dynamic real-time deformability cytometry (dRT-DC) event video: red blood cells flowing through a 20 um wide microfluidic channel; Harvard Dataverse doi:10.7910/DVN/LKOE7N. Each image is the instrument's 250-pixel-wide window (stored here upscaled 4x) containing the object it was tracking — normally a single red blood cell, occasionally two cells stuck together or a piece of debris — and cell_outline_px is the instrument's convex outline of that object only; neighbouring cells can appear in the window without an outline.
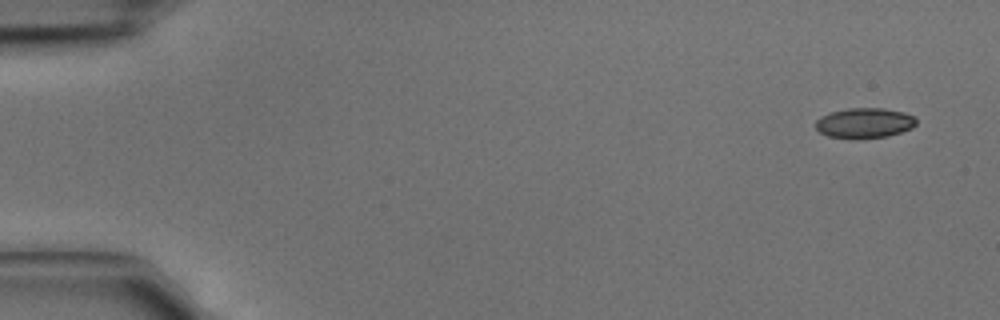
{"species": "common noctule bat (a hibernating species)", "species_latin": "Nyctalus noctula", "temperature_condition": "cold", "stored_images_in_passage": 4, "camera_frame_rate_fps": 3000, "um_per_image_px": 0.085, "animal": {"sex": "male", "body_mass_g": 15.6}, "frame": {"image": 1, "passage_image": 1, "time_ms": 0.0, "image_size_px": [1000, 320], "cell_outline_px": [[916, 124], [912, 128], [888, 136], [860, 140], [828, 136], [820, 132], [816, 128], [816, 120], [820, 116], [828, 112], [848, 108], [884, 108], [904, 112], [916, 116]], "centroid_in_image_um": [73.48, 10.46], "position_along_channel_um": 11.5, "area_um2": 18.09}}
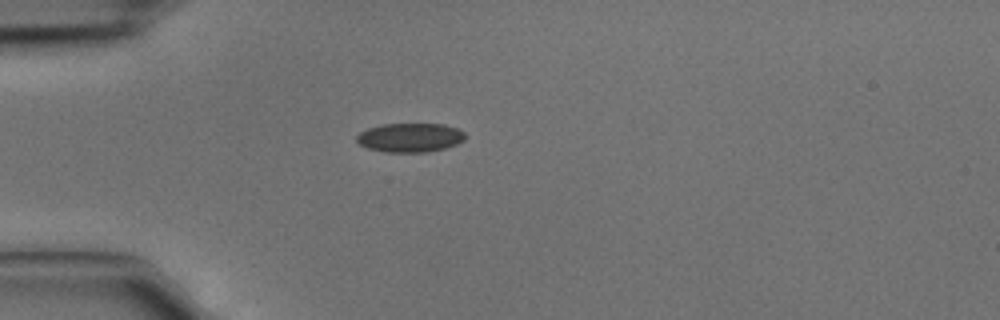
{"frame": {"image": 2, "passage_image": 4, "time_ms": 1.0, "image_size_px": [1000, 320], "cell_outline_px": [[464, 140], [456, 144], [444, 148], [428, 152], [384, 152], [368, 148], [360, 144], [356, 140], [356, 136], [360, 132], [368, 128], [380, 124], [444, 124], [460, 128], [464, 132]], "centroid_in_image_um": [34.86, 11.69], "position_along_channel_um": 50.1, "area_um2": 18.44}}